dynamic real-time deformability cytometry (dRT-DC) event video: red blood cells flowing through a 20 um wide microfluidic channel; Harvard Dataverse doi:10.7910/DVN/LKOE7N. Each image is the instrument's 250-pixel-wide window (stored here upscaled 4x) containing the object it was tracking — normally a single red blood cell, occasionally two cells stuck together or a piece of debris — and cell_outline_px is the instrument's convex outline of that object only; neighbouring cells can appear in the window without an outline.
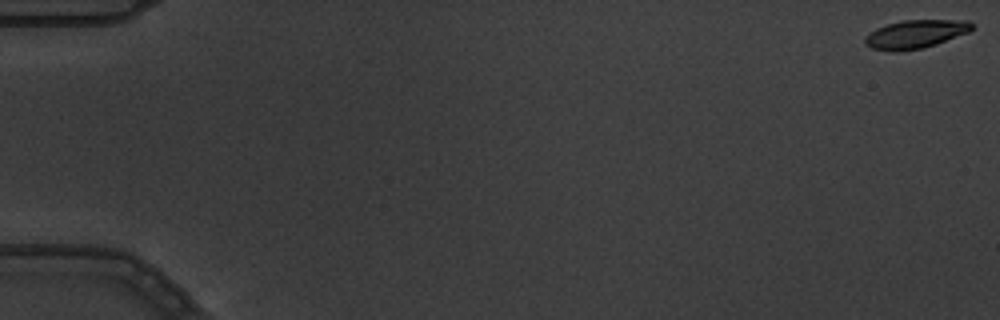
{"species": "common noctule bat (a hibernating species)", "species_latin": "Nyctalus noctula", "temperature_condition": "warm", "stored_images_in_passage": 11, "camera_frame_rate_fps": 3000, "um_per_image_px": 0.085, "animal": {"sex": "male", "body_mass_g": 19.5, "forearm_length_mm": 54.6}, "frame": {"image": 1, "passage_image": 1, "time_ms": 0.0, "image_size_px": [1000, 320], "cell_outline_px": [[972, 28], [968, 32], [936, 44], [920, 48], [892, 52], [872, 48], [864, 44], [864, 40], [876, 28], [888, 24], [904, 20], [968, 20], [972, 24]], "centroid_in_image_um": [77.81, 2.9], "position_along_channel_um": 7.2, "area_um2": 17.34}}
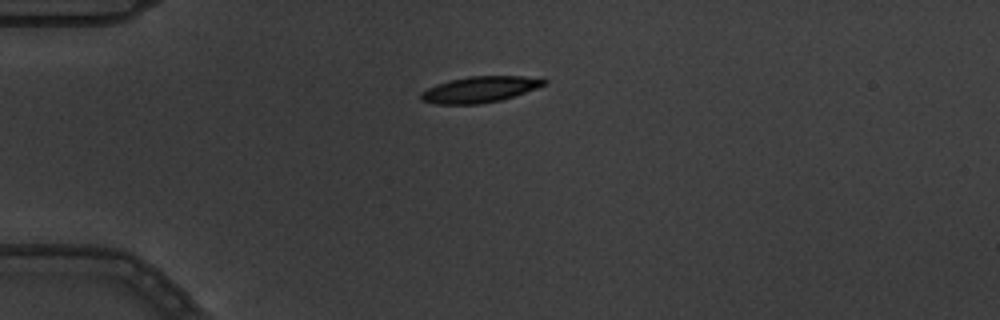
{"frame": {"image": 2, "passage_image": 4, "time_ms": 1.0, "image_size_px": [1000, 320], "cell_outline_px": [[548, 84], [500, 100], [480, 104], [436, 104], [420, 100], [420, 92], [436, 84], [452, 80], [472, 76], [520, 76], [548, 80]], "centroid_in_image_um": [40.75, 7.61], "position_along_channel_um": 44.3, "area_um2": 18.44}}
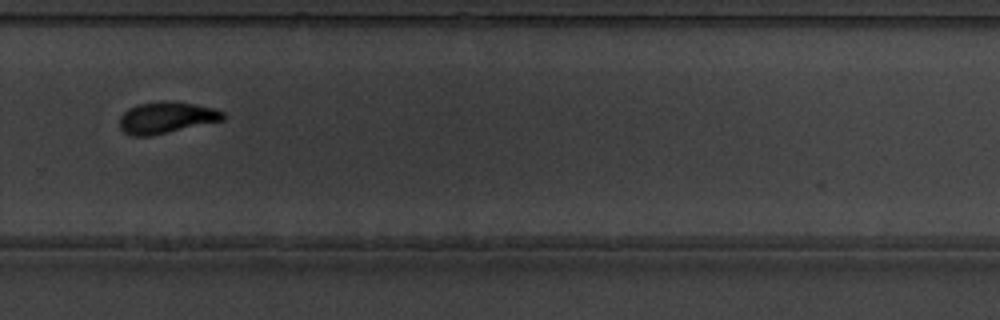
{"frame": {"image": 3, "passage_image": 11, "time_ms": 3.333, "image_size_px": [1000, 320], "cell_outline_px": [[224, 120], [152, 136], [128, 136], [120, 128], [120, 116], [128, 108], [140, 104], [160, 100], [164, 100], [196, 104], [216, 108], [224, 112]], "centroid_in_image_um": [14.14, 10.0], "position_along_channel_um": 315.7, "area_um2": 19.25}}